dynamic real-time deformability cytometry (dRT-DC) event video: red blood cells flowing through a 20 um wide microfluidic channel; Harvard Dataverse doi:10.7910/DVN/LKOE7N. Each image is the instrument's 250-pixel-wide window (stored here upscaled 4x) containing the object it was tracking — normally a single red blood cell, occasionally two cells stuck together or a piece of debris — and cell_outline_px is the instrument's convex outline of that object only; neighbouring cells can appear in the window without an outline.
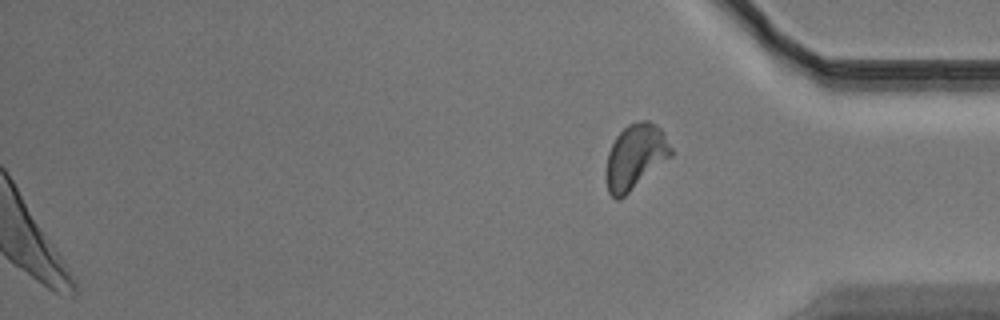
{"species": "Egyptian fruit bat (a non-hibernating species)", "species_latin": "Rousettus aegyptiacus", "temperature_condition": "warm", "stored_images_in_passage": 47, "segment_of_instrument_passage": [2, 2], "camera_frame_rate_fps": 3000, "um_per_image_px": 0.085, "animal": {"sex": "male"}, "frame": {"image": 1, "passage_image": 47, "time_ms": 15.333, "image_size_px": [1000, 320], "cell_outline_px": [[672, 156], [620, 200], [616, 200], [608, 192], [604, 176], [604, 172], [608, 152], [616, 136], [628, 124], [640, 120], [648, 120], [656, 124], [664, 132], [672, 148]], "centroid_in_image_um": [53.98, 13.33], "position_along_channel_um": 381.2, "area_um2": 24.97}}